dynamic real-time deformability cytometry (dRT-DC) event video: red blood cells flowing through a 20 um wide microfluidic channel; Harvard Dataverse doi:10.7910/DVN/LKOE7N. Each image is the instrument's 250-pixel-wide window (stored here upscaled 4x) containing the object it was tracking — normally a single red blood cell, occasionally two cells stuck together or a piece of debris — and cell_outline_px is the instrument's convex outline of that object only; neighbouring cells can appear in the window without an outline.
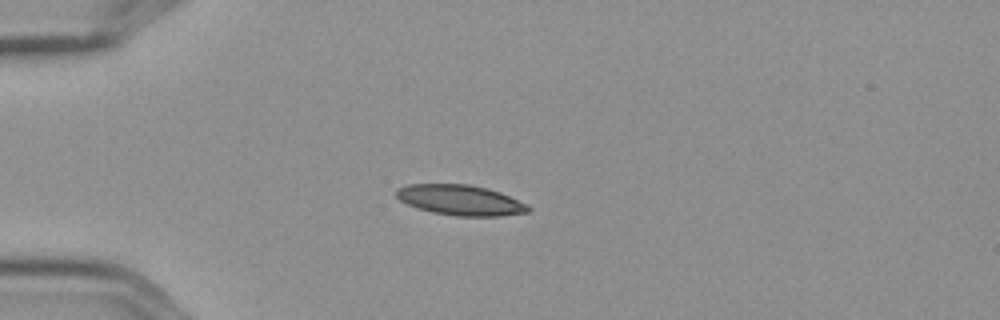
{"species": "Egyptian fruit bat (a non-hibernating species)", "species_latin": "Rousettus aegyptiacus", "temperature_condition": "cold", "stored_images_in_passage": 12, "camera_frame_rate_fps": 3000, "um_per_image_px": 0.085, "frame": {"image": 1, "passage_image": 3, "time_ms": 0.667, "image_size_px": [1000, 320], "cell_outline_px": [[532, 208], [528, 212], [500, 216], [456, 216], [432, 212], [416, 208], [400, 200], [396, 196], [396, 188], [408, 184], [468, 184], [488, 188], [500, 192], [528, 204]], "centroid_in_image_um": [39.14, 17.01], "position_along_channel_um": 45.9, "area_um2": 23.47}}
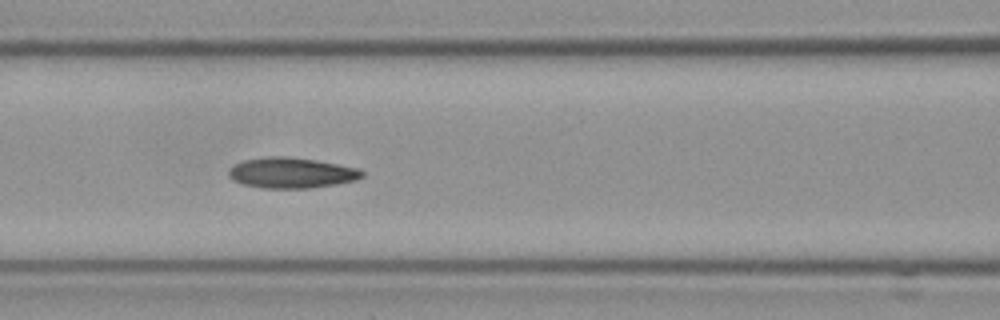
{"frame": {"image": 2, "passage_image": 6, "time_ms": 1.667, "image_size_px": [1000, 320], "cell_outline_px": [[364, 176], [356, 180], [336, 184], [308, 188], [260, 188], [244, 184], [232, 180], [228, 176], [228, 172], [236, 164], [244, 160], [268, 156], [288, 156], [316, 160], [356, 168], [364, 172]], "centroid_in_image_um": [24.76, 14.69], "position_along_channel_um": 141.8, "area_um2": 23.64}}
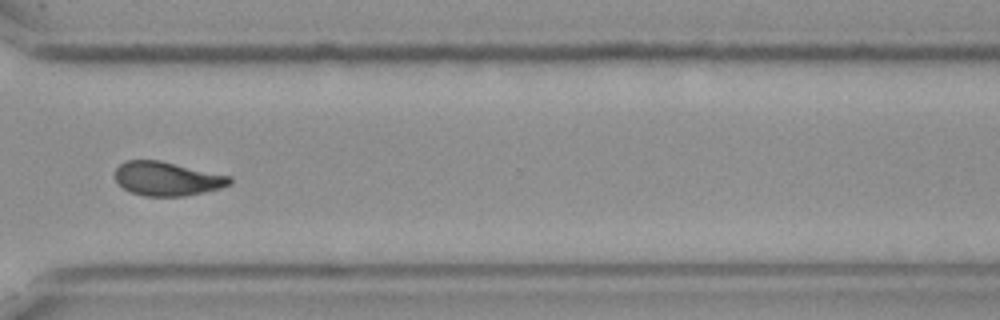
{"frame": {"image": 3, "passage_image": 11, "time_ms": 3.333, "image_size_px": [1000, 320], "cell_outline_px": [[232, 184], [220, 188], [204, 192], [184, 196], [144, 196], [132, 192], [124, 188], [116, 180], [116, 168], [124, 160], [160, 160], [232, 176]], "centroid_in_image_um": [14.24, 15.18], "position_along_channel_um": 356.4, "area_um2": 22.72}}